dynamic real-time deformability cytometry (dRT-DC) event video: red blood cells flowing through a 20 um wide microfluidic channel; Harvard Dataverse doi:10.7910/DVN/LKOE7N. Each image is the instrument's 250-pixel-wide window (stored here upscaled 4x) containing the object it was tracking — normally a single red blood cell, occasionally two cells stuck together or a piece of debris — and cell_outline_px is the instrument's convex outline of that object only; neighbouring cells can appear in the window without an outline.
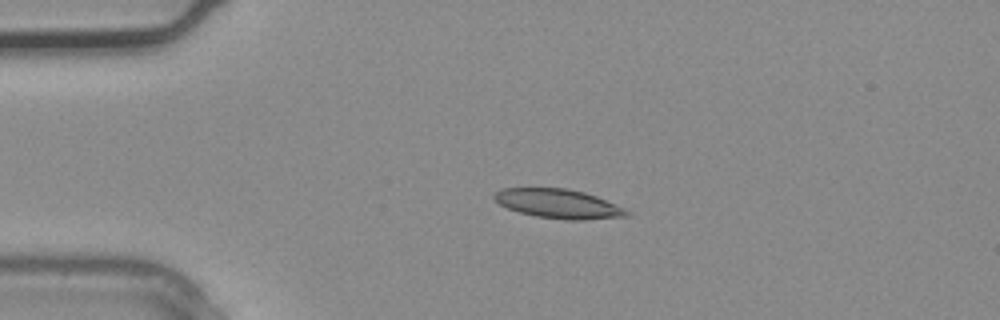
{"species": "common noctule bat (a hibernating species)", "species_latin": "Nyctalus noctula", "temperature_condition": "warm", "stored_images_in_passage": 2, "camera_frame_rate_fps": 3000, "um_per_image_px": 0.085, "animal": {"sex": "male", "body_mass_g": 20.4}, "frame": {"image": 1, "passage_image": 1, "time_ms": 0.0, "image_size_px": [1000, 320], "cell_outline_px": [[632, 212], [628, 216], [584, 220], [568, 220], [536, 216], [520, 212], [508, 208], [500, 204], [492, 196], [500, 188], [568, 188], [584, 192], [596, 196], [616, 204]], "centroid_in_image_um": [47.49, 17.31], "position_along_channel_um": 37.5, "area_um2": 22.54}}
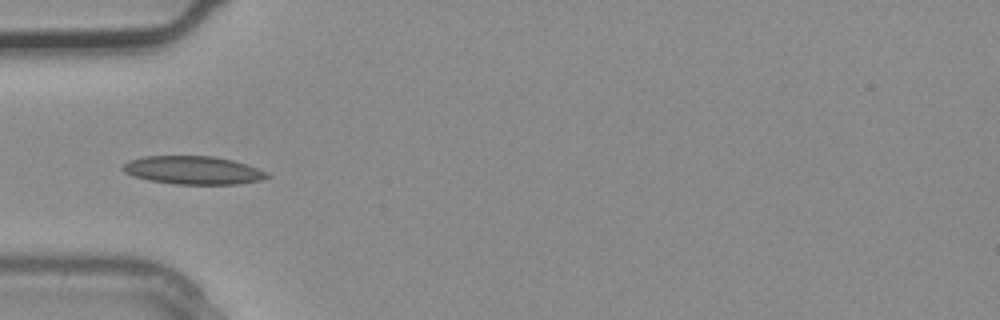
{"frame": {"image": 2, "passage_image": 2, "time_ms": 0.333, "image_size_px": [1000, 320], "cell_outline_px": [[272, 176], [260, 180], [236, 184], [176, 184], [148, 180], [124, 172], [120, 168], [128, 160], [144, 156], [212, 156], [232, 160], [268, 172]], "centroid_in_image_um": [16.4, 14.46], "position_along_channel_um": 68.6, "area_um2": 23.58}}